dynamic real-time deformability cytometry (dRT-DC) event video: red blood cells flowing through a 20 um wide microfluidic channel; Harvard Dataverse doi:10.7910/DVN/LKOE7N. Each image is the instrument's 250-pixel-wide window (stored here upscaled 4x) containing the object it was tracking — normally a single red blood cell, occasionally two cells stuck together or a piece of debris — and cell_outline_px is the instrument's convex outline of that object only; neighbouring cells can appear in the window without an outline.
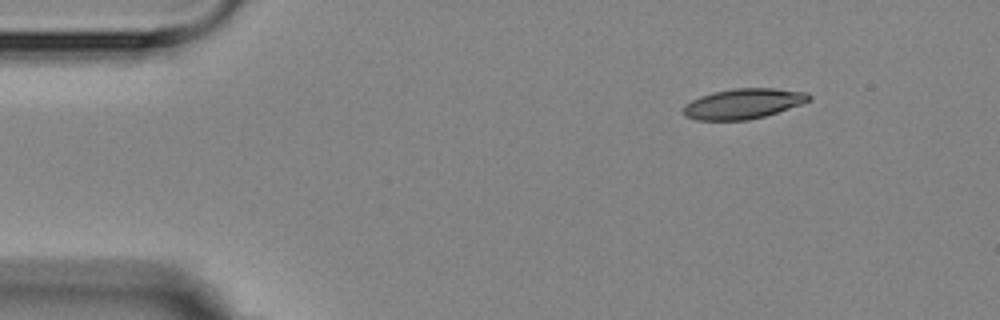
{"species": "Egyptian fruit bat (a non-hibernating species)", "species_latin": "Rousettus aegyptiacus", "temperature_condition": "room temperature", "stored_images_in_passage": 3, "camera_frame_rate_fps": 3000, "um_per_image_px": 0.085, "animal": {"sex": "female"}, "frame": {"image": 1, "passage_image": 1, "time_ms": 0.0, "image_size_px": [1000, 320], "cell_outline_px": [[812, 100], [804, 104], [764, 116], [748, 120], [696, 120], [684, 116], [684, 104], [700, 96], [712, 92], [736, 88], [772, 88], [808, 92], [812, 96]], "centroid_in_image_um": [63.22, 8.81], "position_along_channel_um": 21.8, "area_um2": 22.31}}